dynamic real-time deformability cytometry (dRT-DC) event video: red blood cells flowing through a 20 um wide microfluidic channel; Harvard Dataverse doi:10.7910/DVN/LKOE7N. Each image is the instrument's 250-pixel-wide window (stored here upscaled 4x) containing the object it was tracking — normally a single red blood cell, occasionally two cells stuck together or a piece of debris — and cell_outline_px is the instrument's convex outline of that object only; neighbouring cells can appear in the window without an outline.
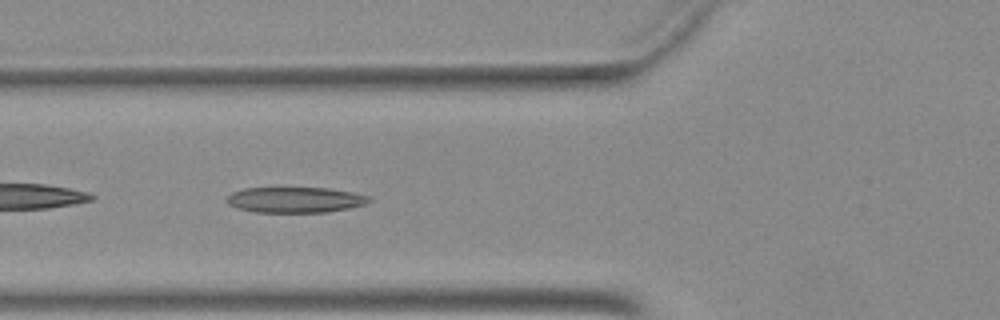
{"species": "Egyptian fruit bat (a non-hibernating species)", "species_latin": "Rousettus aegyptiacus", "temperature_condition": "warm", "stored_images_in_passage": 35, "camera_frame_rate_fps": 3000, "um_per_image_px": 0.085, "animal": {"sex": "female"}, "frame": {"image": 1, "passage_image": 6, "time_ms": 1.667, "image_size_px": [1000, 320], "cell_outline_px": [[372, 200], [364, 204], [348, 208], [328, 212], [256, 212], [236, 208], [228, 204], [228, 196], [232, 192], [244, 188], [328, 188], [352, 192], [368, 196]], "centroid_in_image_um": [25.08, 16.98], "position_along_channel_um": 100.7, "area_um2": 21.1}}
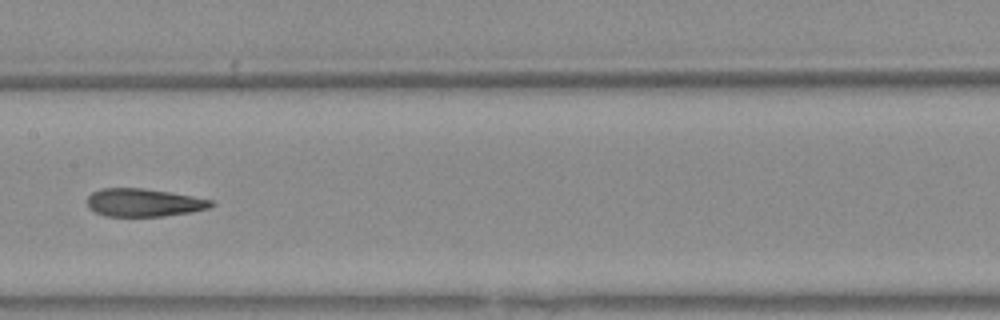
{"frame": {"image": 2, "passage_image": 13, "time_ms": 4.0, "image_size_px": [1000, 320], "cell_outline_px": [[216, 204], [208, 208], [192, 212], [164, 216], [104, 216], [88, 208], [88, 196], [92, 192], [100, 188], [140, 188], [168, 192], [192, 196], [212, 200]], "centroid_in_image_um": [12.21, 17.22], "position_along_channel_um": 195.2, "area_um2": 20.17}}
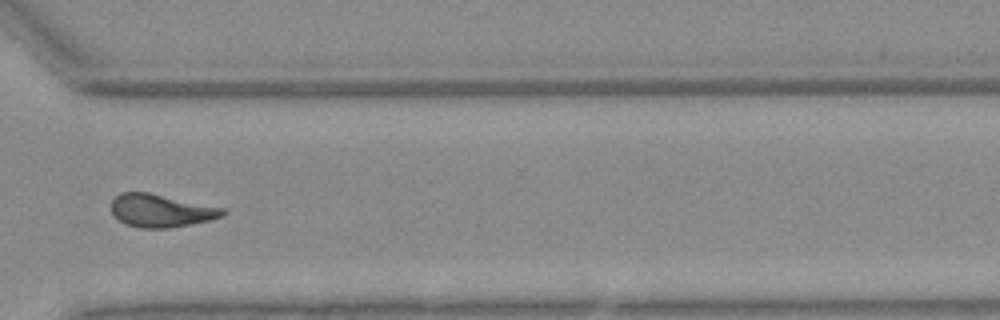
{"frame": {"image": 3, "passage_image": 25, "time_ms": 8.0, "image_size_px": [1000, 320], "cell_outline_px": [[228, 212], [224, 216], [208, 220], [168, 228], [140, 228], [124, 224], [112, 212], [112, 200], [120, 192], [148, 192], [224, 208]], "centroid_in_image_um": [13.68, 17.9], "position_along_channel_um": 356.9, "area_um2": 21.21}}